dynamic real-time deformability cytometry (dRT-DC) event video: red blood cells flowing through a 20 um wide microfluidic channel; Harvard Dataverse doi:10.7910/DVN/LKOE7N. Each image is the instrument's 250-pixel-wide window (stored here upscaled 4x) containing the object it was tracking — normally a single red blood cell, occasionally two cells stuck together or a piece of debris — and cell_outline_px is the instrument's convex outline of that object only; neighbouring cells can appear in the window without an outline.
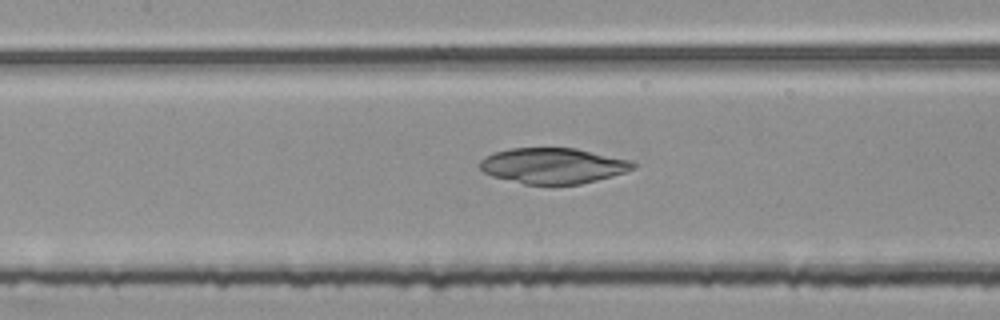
{"species": "common noctule bat (a hibernating species)", "species_latin": "Nyctalus noctula", "temperature_condition": "room temperature", "stored_images_in_passage": 53, "camera_frame_rate_fps": 3000, "um_per_image_px": 0.085, "animal": {"sex": "female", "body_mass_g": 25.1}, "frame": {"image": 1, "passage_image": 24, "time_ms": 7.667, "image_size_px": [1000, 320], "cell_outline_px": [[636, 168], [612, 176], [580, 184], [552, 188], [524, 184], [492, 176], [484, 172], [480, 168], [480, 160], [484, 156], [492, 152], [508, 148], [576, 148], [632, 160], [636, 164]], "centroid_in_image_um": [47.0, 14.12], "position_along_channel_um": 160.4, "area_um2": 32.77}}
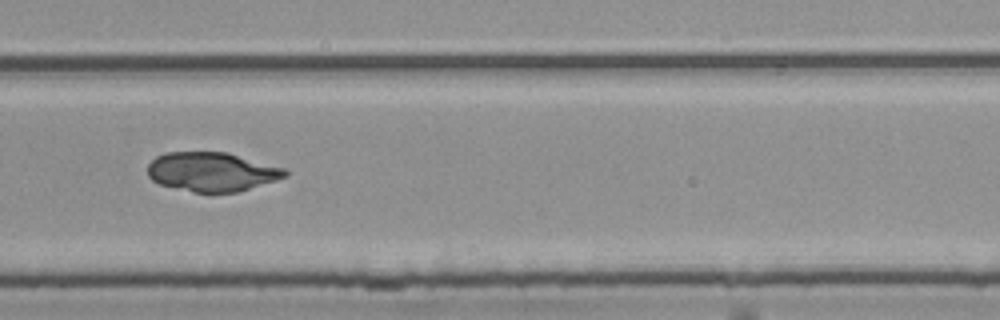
{"frame": {"image": 2, "passage_image": 36, "time_ms": 11.667, "image_size_px": [1000, 320], "cell_outline_px": [[288, 176], [276, 180], [236, 192], [192, 192], [160, 184], [152, 180], [148, 176], [148, 164], [156, 156], [164, 152], [228, 152], [284, 168], [288, 172]], "centroid_in_image_um": [17.99, 14.59], "position_along_channel_um": 311.8, "area_um2": 31.27}}
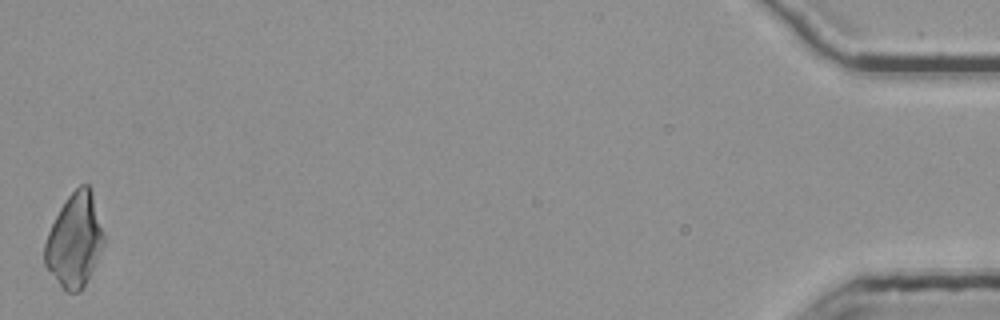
{"frame": {"image": 3, "passage_image": 53, "time_ms": 17.333, "image_size_px": [1000, 320], "cell_outline_px": [[104, 244], [80, 292], [68, 292], [60, 284], [44, 264], [44, 244], [48, 232], [60, 208], [68, 196], [80, 184], [88, 184], [92, 192], [104, 232]], "centroid_in_image_um": [6.33, 20.39], "position_along_channel_um": 428.9, "area_um2": 31.56}}